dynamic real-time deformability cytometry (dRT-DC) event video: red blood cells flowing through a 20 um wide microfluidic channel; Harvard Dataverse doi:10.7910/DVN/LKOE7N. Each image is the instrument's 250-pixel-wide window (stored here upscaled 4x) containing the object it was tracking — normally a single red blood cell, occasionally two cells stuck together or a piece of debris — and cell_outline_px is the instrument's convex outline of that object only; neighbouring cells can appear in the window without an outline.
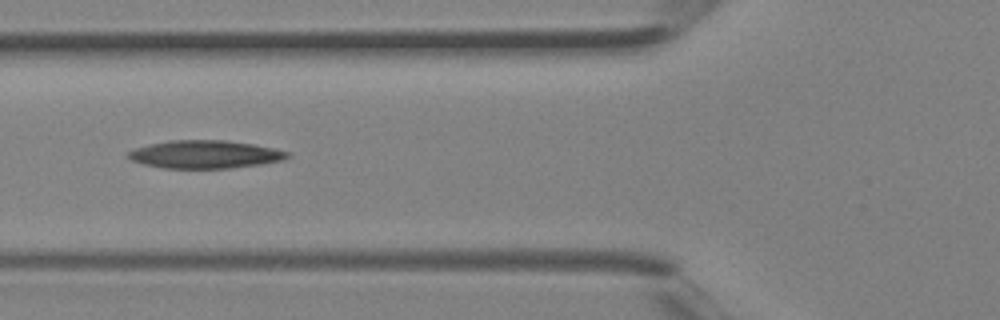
{"species": "Egyptian fruit bat (a non-hibernating species)", "species_latin": "Rousettus aegyptiacus", "temperature_condition": "room temperature", "stored_images_in_passage": 3, "camera_frame_rate_fps": 3000, "um_per_image_px": 0.085, "animal": {"sex": "female"}, "frame": {"image": 1, "passage_image": 3, "time_ms": 0.667, "image_size_px": [1000, 320], "cell_outline_px": [[292, 156], [284, 160], [260, 164], [228, 168], [164, 168], [144, 164], [132, 160], [124, 156], [128, 152], [136, 148], [152, 144], [172, 140], [224, 140], [252, 144], [276, 148], [292, 152]], "centroid_in_image_um": [17.49, 13.12], "position_along_channel_um": 108.3, "area_um2": 25.95}}